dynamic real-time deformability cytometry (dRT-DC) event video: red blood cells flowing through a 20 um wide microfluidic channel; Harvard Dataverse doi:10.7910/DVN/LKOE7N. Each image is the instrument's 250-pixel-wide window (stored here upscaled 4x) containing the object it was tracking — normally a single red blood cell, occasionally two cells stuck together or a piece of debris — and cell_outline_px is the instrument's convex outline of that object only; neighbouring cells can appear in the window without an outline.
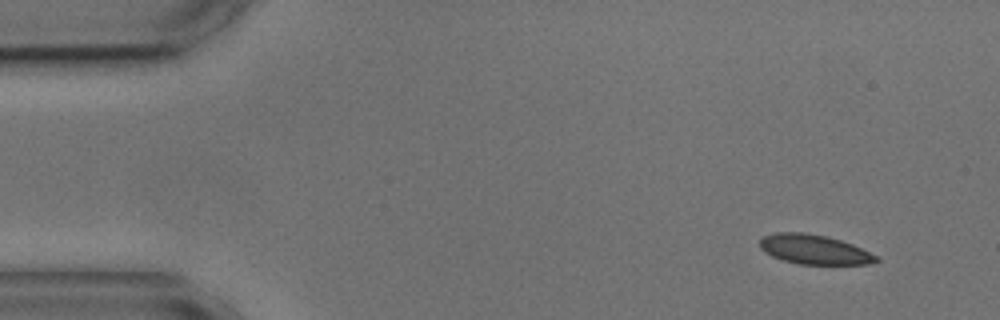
{"species": "common noctule bat (a hibernating species)", "species_latin": "Nyctalus noctula", "temperature_condition": "cold", "stored_images_in_passage": 4, "camera_frame_rate_fps": 3000, "um_per_image_px": 0.085, "animal": {"sex": "male", "body_mass_g": 17.9, "forearm_length_mm": 54.2}, "frame": {"image": 1, "passage_image": 1, "time_ms": 0.0, "image_size_px": [1000, 320], "cell_outline_px": [[880, 260], [868, 264], [800, 264], [784, 260], [772, 256], [764, 252], [760, 248], [760, 240], [764, 236], [776, 232], [804, 232], [824, 236], [840, 240], [852, 244], [880, 256]], "centroid_in_image_um": [69.22, 21.2], "position_along_channel_um": 15.8, "area_um2": 20.0}}
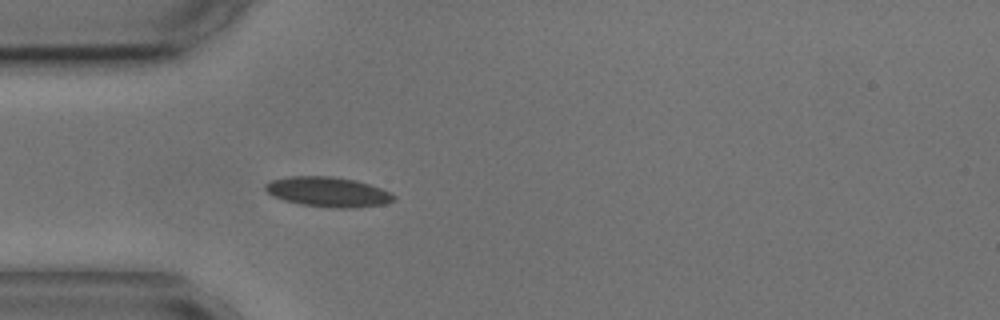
{"frame": {"image": 2, "passage_image": 4, "time_ms": 3.667, "image_size_px": [1000, 320], "cell_outline_px": [[396, 200], [384, 204], [352, 208], [328, 208], [300, 204], [284, 200], [272, 196], [264, 188], [264, 184], [272, 180], [288, 176], [332, 176], [356, 180], [392, 192], [396, 196]], "centroid_in_image_um": [27.89, 16.31], "position_along_channel_um": 57.1, "area_um2": 22.6}}